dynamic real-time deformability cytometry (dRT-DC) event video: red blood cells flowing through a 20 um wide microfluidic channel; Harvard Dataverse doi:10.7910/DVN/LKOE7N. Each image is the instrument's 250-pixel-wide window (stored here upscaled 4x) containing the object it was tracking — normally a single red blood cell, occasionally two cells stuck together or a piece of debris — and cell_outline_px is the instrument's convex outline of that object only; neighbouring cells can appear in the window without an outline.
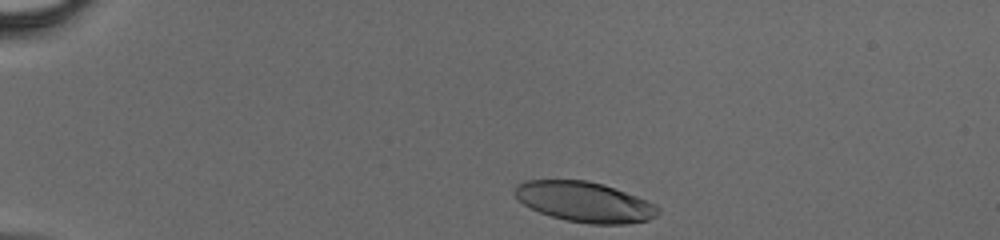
{"species": "human", "species_latin": "Homo sapiens", "temperature_condition": "cold", "stored_images_in_passage": 31, "camera_frame_rate_fps": 3000, "um_per_image_px": 0.085, "donor": {"sex": "male"}, "frame": {"image": 1, "passage_image": 1, "time_ms": 0.0, "image_size_px": [1000, 240], "cell_outline_px": [[660, 212], [656, 216], [648, 220], [624, 224], [592, 224], [568, 220], [552, 216], [540, 212], [524, 204], [512, 192], [516, 184], [524, 180], [588, 180], [636, 196], [660, 208]], "centroid_in_image_um": [49.65, 17.16], "position_along_channel_um": 35.3, "area_um2": 33.12}}
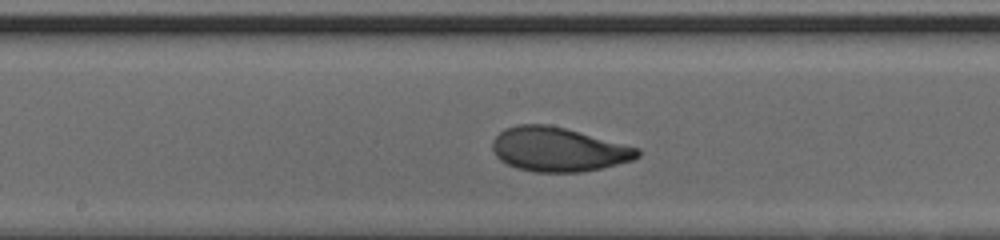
{"frame": {"image": 2, "passage_image": 17, "time_ms": 5.333, "image_size_px": [1000, 240], "cell_outline_px": [[640, 156], [632, 160], [600, 168], [580, 172], [536, 172], [516, 168], [500, 160], [496, 156], [492, 148], [492, 140], [504, 128], [516, 124], [548, 124], [564, 128], [640, 148]], "centroid_in_image_um": [47.42, 12.7], "position_along_channel_um": 200.8, "area_um2": 37.22}}
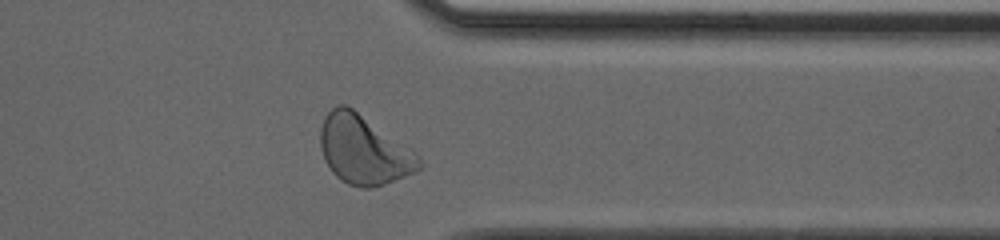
{"frame": {"image": 3, "passage_image": 29, "time_ms": 9.333, "image_size_px": [1000, 240], "cell_outline_px": [[424, 168], [384, 184], [372, 188], [360, 188], [348, 184], [340, 180], [332, 172], [324, 160], [320, 148], [320, 128], [324, 116], [336, 104], [344, 104], [352, 108], [416, 152], [420, 156], [424, 164]], "centroid_in_image_um": [30.91, 12.76], "position_along_channel_um": 380.5, "area_um2": 39.77}}